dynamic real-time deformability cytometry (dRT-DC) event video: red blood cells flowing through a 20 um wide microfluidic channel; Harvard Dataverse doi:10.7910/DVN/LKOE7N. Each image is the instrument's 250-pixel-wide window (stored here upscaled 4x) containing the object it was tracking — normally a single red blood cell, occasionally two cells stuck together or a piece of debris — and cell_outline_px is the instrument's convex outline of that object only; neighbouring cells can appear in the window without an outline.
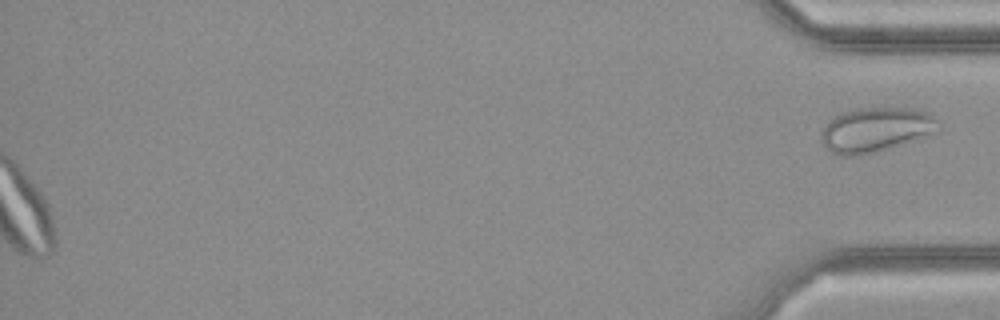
{"species": "common noctule bat (a hibernating species)", "species_latin": "Nyctalus noctula", "temperature_condition": "cold", "stored_images_in_passage": 27, "camera_frame_rate_fps": 3000, "um_per_image_px": 0.085, "animal": {"sex": "female", "body_mass_g": 21.9}, "frame": {"image": 1, "passage_image": 27, "time_ms": 8.667, "image_size_px": [1000, 320], "cell_outline_px": [[940, 128], [936, 132], [876, 152], [852, 156], [840, 156], [832, 152], [824, 144], [820, 136], [820, 132], [824, 124], [832, 116], [844, 112], [864, 108], [904, 108], [928, 112], [936, 116], [940, 120]], "centroid_in_image_um": [74.43, 11.02], "position_along_channel_um": 360.8, "area_um2": 30.35}}